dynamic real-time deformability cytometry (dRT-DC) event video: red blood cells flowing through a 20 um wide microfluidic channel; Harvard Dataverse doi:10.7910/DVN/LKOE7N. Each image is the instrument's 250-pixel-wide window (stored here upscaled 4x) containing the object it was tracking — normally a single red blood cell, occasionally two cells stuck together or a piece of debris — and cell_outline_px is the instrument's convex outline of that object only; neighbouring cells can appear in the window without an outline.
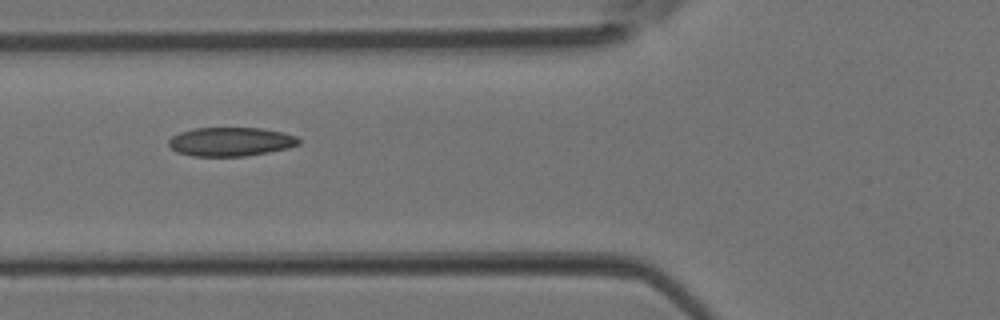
{"species": "Egyptian fruit bat (a non-hibernating species)", "species_latin": "Rousettus aegyptiacus", "temperature_condition": "room temperature", "stored_images_in_passage": 6, "camera_frame_rate_fps": 3000, "um_per_image_px": 0.085, "animal": {"sex": "female"}, "frame": {"image": 1, "passage_image": 5, "time_ms": 1.333, "image_size_px": [1000, 320], "cell_outline_px": [[300, 144], [288, 148], [268, 152], [244, 156], [192, 156], [176, 152], [168, 144], [168, 140], [172, 136], [180, 132], [196, 128], [260, 128], [284, 132], [296, 136], [300, 140]], "centroid_in_image_um": [19.61, 12.04], "position_along_channel_um": 106.2, "area_um2": 21.91}}
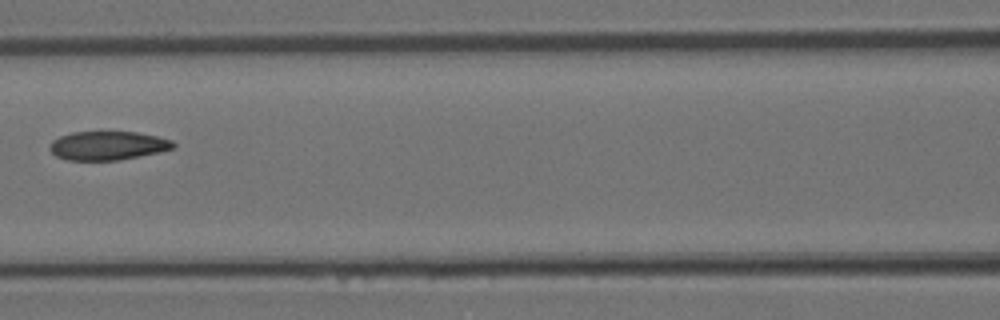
{"frame": {"image": 2, "passage_image": 6, "time_ms": 1.667, "image_size_px": [1000, 320], "cell_outline_px": [[176, 144], [172, 148], [160, 152], [116, 160], [68, 160], [56, 156], [48, 148], [52, 140], [60, 136], [72, 132], [136, 132], [156, 136], [172, 140]], "centroid_in_image_um": [9.13, 12.37], "position_along_channel_um": 157.5, "area_um2": 20.58}}